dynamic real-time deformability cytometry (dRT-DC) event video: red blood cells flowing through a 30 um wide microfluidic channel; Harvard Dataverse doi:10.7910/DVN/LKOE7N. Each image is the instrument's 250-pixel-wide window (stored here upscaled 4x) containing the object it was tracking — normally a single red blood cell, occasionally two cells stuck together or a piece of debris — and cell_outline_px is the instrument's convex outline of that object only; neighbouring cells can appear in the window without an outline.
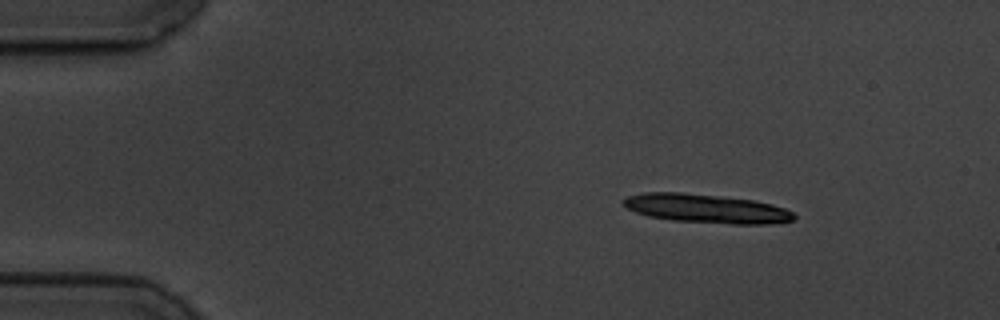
{"species": "common noctule bat (a hibernating species)", "species_latin": "Nyctalus noctula", "temperature_condition": "cold", "stored_images_in_passage": 10, "camera_frame_rate_fps": 3000, "um_per_image_px": 0.085, "animal": {"sex": "male", "body_mass_g": 19.5, "forearm_length_mm": 54.6}, "frame": {"image": 1, "passage_image": 1, "time_ms": 0.0, "image_size_px": [1000, 320], "cell_outline_px": [[796, 216], [792, 220], [768, 224], [732, 224], [672, 220], [648, 216], [636, 212], [628, 208], [624, 204], [624, 200], [628, 196], [644, 192], [680, 192], [752, 200], [772, 204], [784, 208], [792, 212]], "centroid_in_image_um": [60.04, 17.73], "position_along_channel_um": 25.0, "area_um2": 28.32}}